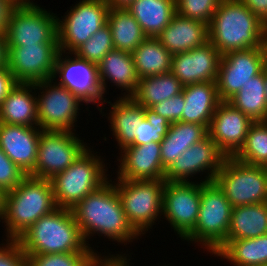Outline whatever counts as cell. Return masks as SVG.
I'll return each mask as SVG.
<instances>
[{"label":"cell","instance_id":"cell-39","mask_svg":"<svg viewBox=\"0 0 267 266\" xmlns=\"http://www.w3.org/2000/svg\"><path fill=\"white\" fill-rule=\"evenodd\" d=\"M220 2L221 0H176V13L208 25Z\"/></svg>","mask_w":267,"mask_h":266},{"label":"cell","instance_id":"cell-4","mask_svg":"<svg viewBox=\"0 0 267 266\" xmlns=\"http://www.w3.org/2000/svg\"><path fill=\"white\" fill-rule=\"evenodd\" d=\"M56 208L51 180L27 175L16 188L4 193L1 219L6 223L8 239H17Z\"/></svg>","mask_w":267,"mask_h":266},{"label":"cell","instance_id":"cell-43","mask_svg":"<svg viewBox=\"0 0 267 266\" xmlns=\"http://www.w3.org/2000/svg\"><path fill=\"white\" fill-rule=\"evenodd\" d=\"M17 84L8 66L0 67V105Z\"/></svg>","mask_w":267,"mask_h":266},{"label":"cell","instance_id":"cell-16","mask_svg":"<svg viewBox=\"0 0 267 266\" xmlns=\"http://www.w3.org/2000/svg\"><path fill=\"white\" fill-rule=\"evenodd\" d=\"M226 156L219 150L215 142L207 136L193 144L165 171L167 182H188V176L208 170V177L203 182L214 181ZM187 179V180H186Z\"/></svg>","mask_w":267,"mask_h":266},{"label":"cell","instance_id":"cell-8","mask_svg":"<svg viewBox=\"0 0 267 266\" xmlns=\"http://www.w3.org/2000/svg\"><path fill=\"white\" fill-rule=\"evenodd\" d=\"M115 188L128 222L141 235L152 226L162 212L165 180L119 179ZM150 226V227H149Z\"/></svg>","mask_w":267,"mask_h":266},{"label":"cell","instance_id":"cell-11","mask_svg":"<svg viewBox=\"0 0 267 266\" xmlns=\"http://www.w3.org/2000/svg\"><path fill=\"white\" fill-rule=\"evenodd\" d=\"M52 14L33 1L18 5L11 14L5 33L7 46L58 43V18Z\"/></svg>","mask_w":267,"mask_h":266},{"label":"cell","instance_id":"cell-22","mask_svg":"<svg viewBox=\"0 0 267 266\" xmlns=\"http://www.w3.org/2000/svg\"><path fill=\"white\" fill-rule=\"evenodd\" d=\"M156 38L172 55L184 53L209 41L208 25L176 13Z\"/></svg>","mask_w":267,"mask_h":266},{"label":"cell","instance_id":"cell-36","mask_svg":"<svg viewBox=\"0 0 267 266\" xmlns=\"http://www.w3.org/2000/svg\"><path fill=\"white\" fill-rule=\"evenodd\" d=\"M112 50H114L112 35L106 23L99 31L93 34L91 38L78 47L73 52V55L98 65L103 57Z\"/></svg>","mask_w":267,"mask_h":266},{"label":"cell","instance_id":"cell-38","mask_svg":"<svg viewBox=\"0 0 267 266\" xmlns=\"http://www.w3.org/2000/svg\"><path fill=\"white\" fill-rule=\"evenodd\" d=\"M97 255L94 252L27 255L28 266H88Z\"/></svg>","mask_w":267,"mask_h":266},{"label":"cell","instance_id":"cell-3","mask_svg":"<svg viewBox=\"0 0 267 266\" xmlns=\"http://www.w3.org/2000/svg\"><path fill=\"white\" fill-rule=\"evenodd\" d=\"M17 241L26 255L94 252L85 242L71 209L56 208L30 226Z\"/></svg>","mask_w":267,"mask_h":266},{"label":"cell","instance_id":"cell-10","mask_svg":"<svg viewBox=\"0 0 267 266\" xmlns=\"http://www.w3.org/2000/svg\"><path fill=\"white\" fill-rule=\"evenodd\" d=\"M106 0H82L57 21L59 51L74 52L107 22ZM66 49V50H65Z\"/></svg>","mask_w":267,"mask_h":266},{"label":"cell","instance_id":"cell-6","mask_svg":"<svg viewBox=\"0 0 267 266\" xmlns=\"http://www.w3.org/2000/svg\"><path fill=\"white\" fill-rule=\"evenodd\" d=\"M90 151L88 148L66 170L50 179L57 207L73 209L88 194L108 182L105 163L103 166L100 157Z\"/></svg>","mask_w":267,"mask_h":266},{"label":"cell","instance_id":"cell-35","mask_svg":"<svg viewBox=\"0 0 267 266\" xmlns=\"http://www.w3.org/2000/svg\"><path fill=\"white\" fill-rule=\"evenodd\" d=\"M234 158L244 164L267 167V121L250 125L245 143Z\"/></svg>","mask_w":267,"mask_h":266},{"label":"cell","instance_id":"cell-7","mask_svg":"<svg viewBox=\"0 0 267 266\" xmlns=\"http://www.w3.org/2000/svg\"><path fill=\"white\" fill-rule=\"evenodd\" d=\"M214 182L232 207L267 202V167L226 157Z\"/></svg>","mask_w":267,"mask_h":266},{"label":"cell","instance_id":"cell-46","mask_svg":"<svg viewBox=\"0 0 267 266\" xmlns=\"http://www.w3.org/2000/svg\"><path fill=\"white\" fill-rule=\"evenodd\" d=\"M112 256L113 255H111L110 258L106 257L101 259L99 255H96L88 266H129V264L127 265L128 261H126V256L124 257V255L122 256L121 254L120 256L118 254L116 257Z\"/></svg>","mask_w":267,"mask_h":266},{"label":"cell","instance_id":"cell-40","mask_svg":"<svg viewBox=\"0 0 267 266\" xmlns=\"http://www.w3.org/2000/svg\"><path fill=\"white\" fill-rule=\"evenodd\" d=\"M27 175L0 148V190H13Z\"/></svg>","mask_w":267,"mask_h":266},{"label":"cell","instance_id":"cell-45","mask_svg":"<svg viewBox=\"0 0 267 266\" xmlns=\"http://www.w3.org/2000/svg\"><path fill=\"white\" fill-rule=\"evenodd\" d=\"M262 23L267 26V0H240Z\"/></svg>","mask_w":267,"mask_h":266},{"label":"cell","instance_id":"cell-41","mask_svg":"<svg viewBox=\"0 0 267 266\" xmlns=\"http://www.w3.org/2000/svg\"><path fill=\"white\" fill-rule=\"evenodd\" d=\"M184 95L181 92L167 100L152 106L150 109L165 117L170 123L182 121V113L185 108Z\"/></svg>","mask_w":267,"mask_h":266},{"label":"cell","instance_id":"cell-24","mask_svg":"<svg viewBox=\"0 0 267 266\" xmlns=\"http://www.w3.org/2000/svg\"><path fill=\"white\" fill-rule=\"evenodd\" d=\"M98 79L102 92H106V80L121 87L130 97L137 88L139 77L136 72L132 53L122 50L109 51L97 65Z\"/></svg>","mask_w":267,"mask_h":266},{"label":"cell","instance_id":"cell-32","mask_svg":"<svg viewBox=\"0 0 267 266\" xmlns=\"http://www.w3.org/2000/svg\"><path fill=\"white\" fill-rule=\"evenodd\" d=\"M215 255L230 260L235 266L267 265V234L256 238L227 240Z\"/></svg>","mask_w":267,"mask_h":266},{"label":"cell","instance_id":"cell-5","mask_svg":"<svg viewBox=\"0 0 267 266\" xmlns=\"http://www.w3.org/2000/svg\"><path fill=\"white\" fill-rule=\"evenodd\" d=\"M231 212L232 206L219 186L214 181H202L196 225L184 239L200 242L215 254L228 240Z\"/></svg>","mask_w":267,"mask_h":266},{"label":"cell","instance_id":"cell-19","mask_svg":"<svg viewBox=\"0 0 267 266\" xmlns=\"http://www.w3.org/2000/svg\"><path fill=\"white\" fill-rule=\"evenodd\" d=\"M222 55L210 41L172 56L171 73L183 86L217 80Z\"/></svg>","mask_w":267,"mask_h":266},{"label":"cell","instance_id":"cell-48","mask_svg":"<svg viewBox=\"0 0 267 266\" xmlns=\"http://www.w3.org/2000/svg\"><path fill=\"white\" fill-rule=\"evenodd\" d=\"M135 0H106L109 8L127 9Z\"/></svg>","mask_w":267,"mask_h":266},{"label":"cell","instance_id":"cell-17","mask_svg":"<svg viewBox=\"0 0 267 266\" xmlns=\"http://www.w3.org/2000/svg\"><path fill=\"white\" fill-rule=\"evenodd\" d=\"M253 122L227 101H221L211 119L208 136L226 157H234L243 147Z\"/></svg>","mask_w":267,"mask_h":266},{"label":"cell","instance_id":"cell-27","mask_svg":"<svg viewBox=\"0 0 267 266\" xmlns=\"http://www.w3.org/2000/svg\"><path fill=\"white\" fill-rule=\"evenodd\" d=\"M110 123L113 135L121 149L131 145L138 135L139 124L145 118L144 107L131 97H121L111 104Z\"/></svg>","mask_w":267,"mask_h":266},{"label":"cell","instance_id":"cell-28","mask_svg":"<svg viewBox=\"0 0 267 266\" xmlns=\"http://www.w3.org/2000/svg\"><path fill=\"white\" fill-rule=\"evenodd\" d=\"M127 10L147 37L156 38L176 14V0H135Z\"/></svg>","mask_w":267,"mask_h":266},{"label":"cell","instance_id":"cell-25","mask_svg":"<svg viewBox=\"0 0 267 266\" xmlns=\"http://www.w3.org/2000/svg\"><path fill=\"white\" fill-rule=\"evenodd\" d=\"M34 83H18L0 105V123L38 126L37 97Z\"/></svg>","mask_w":267,"mask_h":266},{"label":"cell","instance_id":"cell-14","mask_svg":"<svg viewBox=\"0 0 267 266\" xmlns=\"http://www.w3.org/2000/svg\"><path fill=\"white\" fill-rule=\"evenodd\" d=\"M7 66L18 83H35L53 78L58 43L7 46Z\"/></svg>","mask_w":267,"mask_h":266},{"label":"cell","instance_id":"cell-13","mask_svg":"<svg viewBox=\"0 0 267 266\" xmlns=\"http://www.w3.org/2000/svg\"><path fill=\"white\" fill-rule=\"evenodd\" d=\"M267 64V48L230 51L221 57L216 80L220 101H228Z\"/></svg>","mask_w":267,"mask_h":266},{"label":"cell","instance_id":"cell-20","mask_svg":"<svg viewBox=\"0 0 267 266\" xmlns=\"http://www.w3.org/2000/svg\"><path fill=\"white\" fill-rule=\"evenodd\" d=\"M39 129L0 123V148L26 175L35 169L42 131Z\"/></svg>","mask_w":267,"mask_h":266},{"label":"cell","instance_id":"cell-31","mask_svg":"<svg viewBox=\"0 0 267 266\" xmlns=\"http://www.w3.org/2000/svg\"><path fill=\"white\" fill-rule=\"evenodd\" d=\"M114 49L132 53L147 36L127 9L109 8L107 22Z\"/></svg>","mask_w":267,"mask_h":266},{"label":"cell","instance_id":"cell-21","mask_svg":"<svg viewBox=\"0 0 267 266\" xmlns=\"http://www.w3.org/2000/svg\"><path fill=\"white\" fill-rule=\"evenodd\" d=\"M121 151L118 178L124 180H164L161 143L129 145Z\"/></svg>","mask_w":267,"mask_h":266},{"label":"cell","instance_id":"cell-34","mask_svg":"<svg viewBox=\"0 0 267 266\" xmlns=\"http://www.w3.org/2000/svg\"><path fill=\"white\" fill-rule=\"evenodd\" d=\"M227 102L253 121H267L264 70L242 86L241 90Z\"/></svg>","mask_w":267,"mask_h":266},{"label":"cell","instance_id":"cell-47","mask_svg":"<svg viewBox=\"0 0 267 266\" xmlns=\"http://www.w3.org/2000/svg\"><path fill=\"white\" fill-rule=\"evenodd\" d=\"M7 43L5 34H0V67L7 65Z\"/></svg>","mask_w":267,"mask_h":266},{"label":"cell","instance_id":"cell-37","mask_svg":"<svg viewBox=\"0 0 267 266\" xmlns=\"http://www.w3.org/2000/svg\"><path fill=\"white\" fill-rule=\"evenodd\" d=\"M145 118L139 124L138 135L131 145H143L150 142L160 143L167 135L171 123L150 108H144Z\"/></svg>","mask_w":267,"mask_h":266},{"label":"cell","instance_id":"cell-2","mask_svg":"<svg viewBox=\"0 0 267 266\" xmlns=\"http://www.w3.org/2000/svg\"><path fill=\"white\" fill-rule=\"evenodd\" d=\"M71 210L85 242L96 232L126 244L139 236L128 222L119 194L109 181Z\"/></svg>","mask_w":267,"mask_h":266},{"label":"cell","instance_id":"cell-44","mask_svg":"<svg viewBox=\"0 0 267 266\" xmlns=\"http://www.w3.org/2000/svg\"><path fill=\"white\" fill-rule=\"evenodd\" d=\"M18 5L13 0H0V34H5L13 10Z\"/></svg>","mask_w":267,"mask_h":266},{"label":"cell","instance_id":"cell-9","mask_svg":"<svg viewBox=\"0 0 267 266\" xmlns=\"http://www.w3.org/2000/svg\"><path fill=\"white\" fill-rule=\"evenodd\" d=\"M73 131L42 130L35 169L29 176L52 179L66 170L88 149Z\"/></svg>","mask_w":267,"mask_h":266},{"label":"cell","instance_id":"cell-1","mask_svg":"<svg viewBox=\"0 0 267 266\" xmlns=\"http://www.w3.org/2000/svg\"><path fill=\"white\" fill-rule=\"evenodd\" d=\"M208 38L221 55L267 48V26L240 0H221L208 24Z\"/></svg>","mask_w":267,"mask_h":266},{"label":"cell","instance_id":"cell-50","mask_svg":"<svg viewBox=\"0 0 267 266\" xmlns=\"http://www.w3.org/2000/svg\"><path fill=\"white\" fill-rule=\"evenodd\" d=\"M265 88H266V101H267V64L264 67Z\"/></svg>","mask_w":267,"mask_h":266},{"label":"cell","instance_id":"cell-33","mask_svg":"<svg viewBox=\"0 0 267 266\" xmlns=\"http://www.w3.org/2000/svg\"><path fill=\"white\" fill-rule=\"evenodd\" d=\"M182 89L181 82L169 72L139 79L136 91L130 97L144 108H151L163 100L180 94Z\"/></svg>","mask_w":267,"mask_h":266},{"label":"cell","instance_id":"cell-49","mask_svg":"<svg viewBox=\"0 0 267 266\" xmlns=\"http://www.w3.org/2000/svg\"><path fill=\"white\" fill-rule=\"evenodd\" d=\"M3 204H4V193L0 190V218L3 214Z\"/></svg>","mask_w":267,"mask_h":266},{"label":"cell","instance_id":"cell-15","mask_svg":"<svg viewBox=\"0 0 267 266\" xmlns=\"http://www.w3.org/2000/svg\"><path fill=\"white\" fill-rule=\"evenodd\" d=\"M201 197V182H167L163 191L162 213L184 239L196 225Z\"/></svg>","mask_w":267,"mask_h":266},{"label":"cell","instance_id":"cell-51","mask_svg":"<svg viewBox=\"0 0 267 266\" xmlns=\"http://www.w3.org/2000/svg\"><path fill=\"white\" fill-rule=\"evenodd\" d=\"M17 5H24V4H28L31 1L30 0H13Z\"/></svg>","mask_w":267,"mask_h":266},{"label":"cell","instance_id":"cell-23","mask_svg":"<svg viewBox=\"0 0 267 266\" xmlns=\"http://www.w3.org/2000/svg\"><path fill=\"white\" fill-rule=\"evenodd\" d=\"M185 108L182 122L197 123L209 128L217 105L221 102L214 82H200L183 86Z\"/></svg>","mask_w":267,"mask_h":266},{"label":"cell","instance_id":"cell-42","mask_svg":"<svg viewBox=\"0 0 267 266\" xmlns=\"http://www.w3.org/2000/svg\"><path fill=\"white\" fill-rule=\"evenodd\" d=\"M5 247H0V266H28L27 255L17 239H8Z\"/></svg>","mask_w":267,"mask_h":266},{"label":"cell","instance_id":"cell-18","mask_svg":"<svg viewBox=\"0 0 267 266\" xmlns=\"http://www.w3.org/2000/svg\"><path fill=\"white\" fill-rule=\"evenodd\" d=\"M59 51L54 68L53 79L58 74L60 82L71 92L77 94L85 103H98L103 101V92L98 79L97 65L78 58H63ZM62 57V58H61Z\"/></svg>","mask_w":267,"mask_h":266},{"label":"cell","instance_id":"cell-30","mask_svg":"<svg viewBox=\"0 0 267 266\" xmlns=\"http://www.w3.org/2000/svg\"><path fill=\"white\" fill-rule=\"evenodd\" d=\"M139 79L171 71L172 54L157 38L147 37L132 52Z\"/></svg>","mask_w":267,"mask_h":266},{"label":"cell","instance_id":"cell-26","mask_svg":"<svg viewBox=\"0 0 267 266\" xmlns=\"http://www.w3.org/2000/svg\"><path fill=\"white\" fill-rule=\"evenodd\" d=\"M207 136L208 129L203 125L182 121L171 123L167 135L160 142L163 168L167 170L185 150Z\"/></svg>","mask_w":267,"mask_h":266},{"label":"cell","instance_id":"cell-12","mask_svg":"<svg viewBox=\"0 0 267 266\" xmlns=\"http://www.w3.org/2000/svg\"><path fill=\"white\" fill-rule=\"evenodd\" d=\"M53 78L34 83V89H44L37 98L38 126L42 130L72 131L77 121L80 102L77 94L57 83L51 84ZM76 120V121H75Z\"/></svg>","mask_w":267,"mask_h":266},{"label":"cell","instance_id":"cell-29","mask_svg":"<svg viewBox=\"0 0 267 266\" xmlns=\"http://www.w3.org/2000/svg\"><path fill=\"white\" fill-rule=\"evenodd\" d=\"M267 234V202L232 207L228 240L256 238Z\"/></svg>","mask_w":267,"mask_h":266}]
</instances>
